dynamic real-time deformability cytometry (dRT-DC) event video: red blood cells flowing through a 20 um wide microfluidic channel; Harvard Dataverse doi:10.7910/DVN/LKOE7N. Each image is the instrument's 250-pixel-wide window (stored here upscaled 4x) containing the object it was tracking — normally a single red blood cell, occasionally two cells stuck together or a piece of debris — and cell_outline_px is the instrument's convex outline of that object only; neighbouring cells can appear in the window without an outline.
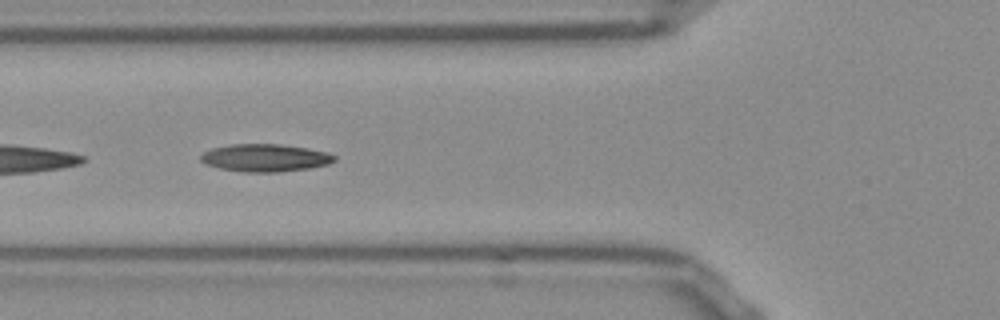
{"species": "Egyptian fruit bat (a non-hibernating species)", "species_latin": "Rousettus aegyptiacus", "temperature_condition": "room temperature", "stored_images_in_passage": 14, "camera_frame_rate_fps": 3000, "um_per_image_px": 0.085, "frame": {"image": 1, "passage_image": 7, "time_ms": 2.0, "image_size_px": [1000, 320], "cell_outline_px": [[336, 160], [328, 164], [308, 168], [276, 172], [244, 172], [220, 168], [204, 164], [200, 160], [200, 156], [204, 152], [212, 148], [232, 144], [280, 144], [308, 148], [328, 152], [336, 156]], "centroid_in_image_um": [22.53, 13.41], "position_along_channel_um": 103.3, "area_um2": 21.5}}
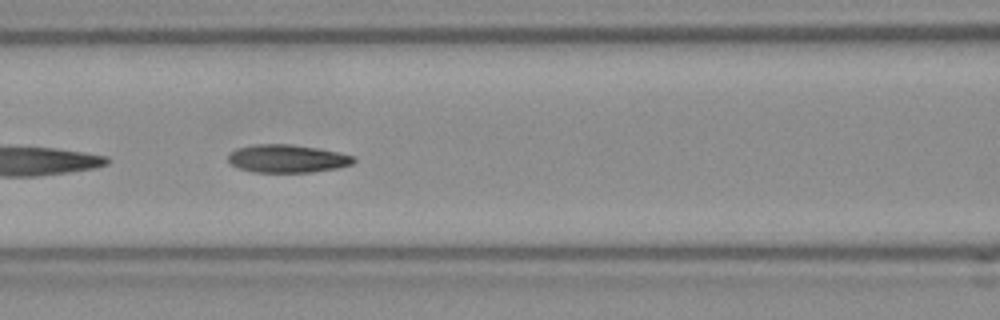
{"frame": {"image": 2, "passage_image": 10, "time_ms": 3.0, "image_size_px": [1000, 320], "cell_outline_px": [[356, 160], [352, 164], [340, 168], [312, 172], [252, 172], [240, 168], [232, 164], [228, 160], [228, 156], [236, 148], [256, 144], [288, 144], [316, 148], [356, 156]], "centroid_in_image_um": [24.45, 13.49], "position_along_channel_um": 142.2, "area_um2": 20.4}}